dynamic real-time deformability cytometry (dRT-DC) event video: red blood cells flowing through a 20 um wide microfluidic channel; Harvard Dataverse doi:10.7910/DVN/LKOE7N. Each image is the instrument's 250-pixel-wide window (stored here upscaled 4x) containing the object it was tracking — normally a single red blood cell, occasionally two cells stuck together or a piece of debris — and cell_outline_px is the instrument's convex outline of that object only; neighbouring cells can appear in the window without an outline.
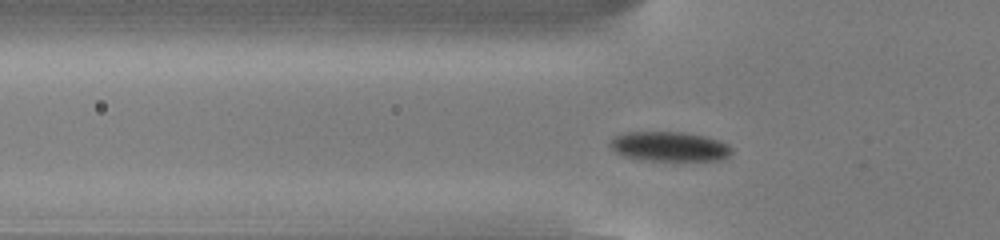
{"species": "common noctule bat (a hibernating species)", "species_latin": "Nyctalus noctula", "temperature_condition": "cold", "stored_images_in_passage": 45, "camera_frame_rate_fps": 3000, "um_per_image_px": 0.085, "animal": {"sex": "male", "body_mass_g": 13.0, "forearm_length_mm": 53.1}, "frame": {"image": 1, "passage_image": 9, "time_ms": 2.667, "image_size_px": [1000, 240], "cell_outline_px": [[732, 152], [728, 156], [720, 160], [640, 160], [624, 156], [616, 152], [608, 144], [616, 136], [628, 132], [684, 132], [704, 136], [728, 144], [732, 148]], "centroid_in_image_um": [56.9, 12.46], "position_along_channel_um": 68.9, "area_um2": 20.81}}
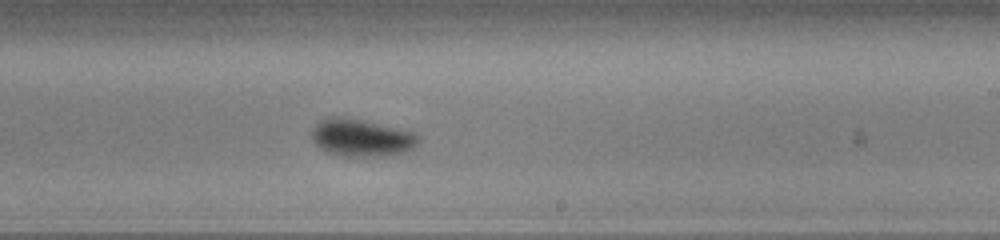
{"frame": {"image": 2, "passage_image": 24, "time_ms": 7.667, "image_size_px": [1000, 240], "cell_outline_px": [[420, 140], [412, 148], [404, 152], [388, 156], [336, 156], [320, 148], [312, 140], [312, 132], [316, 124], [320, 120], [328, 116], [336, 116], [360, 120], [396, 128], [412, 132], [420, 136]], "centroid_in_image_um": [30.69, 11.72], "position_along_channel_um": 258.3, "area_um2": 23.06}}
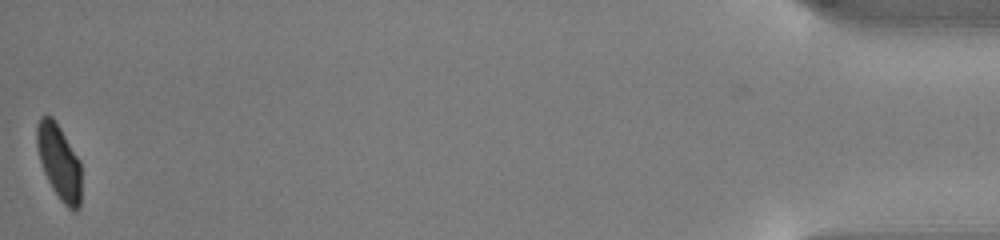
{"frame": {"image": 3, "passage_image": 45, "time_ms": 14.667, "image_size_px": [1000, 240], "cell_outline_px": [[80, 208], [76, 212], [68, 208], [60, 200], [52, 188], [44, 172], [40, 160], [36, 144], [36, 124], [40, 116], [52, 116], [60, 128], [80, 160]], "centroid_in_image_um": [5.01, 13.77], "position_along_channel_um": 430.2, "area_um2": 19.42}, "authors_computed_cell_mechanics": {"area_um2": 21.5016, "velocity_mm_per_s": 3.8098, "shape_relaxation_time_tau1_ms": 1.9542, "shape_relaxation_time_tau2_ms": null, "deformation_change_tau1": 0.0917, "deformation_change_tau2": null}}